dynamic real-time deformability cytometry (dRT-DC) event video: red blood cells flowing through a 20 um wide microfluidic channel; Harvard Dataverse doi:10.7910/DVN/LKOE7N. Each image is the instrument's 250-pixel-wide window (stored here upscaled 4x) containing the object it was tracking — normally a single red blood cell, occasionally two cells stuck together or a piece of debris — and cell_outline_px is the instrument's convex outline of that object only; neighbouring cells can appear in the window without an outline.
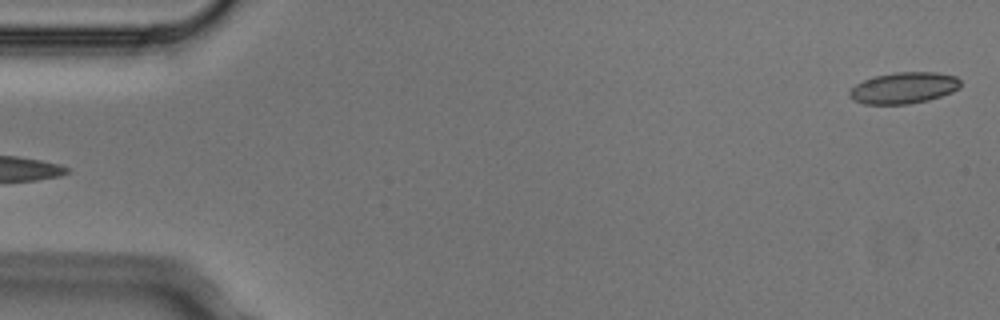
{"species": "Egyptian fruit bat (a non-hibernating species)", "species_latin": "Rousettus aegyptiacus", "temperature_condition": "cold", "stored_images_in_passage": 5, "segment_of_instrument_passage": [2, 2], "camera_frame_rate_fps": 3000, "um_per_image_px": 0.085, "animal": {"sex": "male"}, "frame": {"image": 1, "passage_image": 5, "time_ms": 1.333, "image_size_px": [1000, 320], "cell_outline_px": [[960, 88], [952, 92], [928, 100], [908, 104], [864, 104], [852, 100], [848, 96], [848, 92], [856, 84], [864, 80], [876, 76], [896, 72], [936, 72], [956, 76], [960, 80]], "centroid_in_image_um": [76.81, 7.47], "position_along_channel_um": 8.2, "area_um2": 20.29}}